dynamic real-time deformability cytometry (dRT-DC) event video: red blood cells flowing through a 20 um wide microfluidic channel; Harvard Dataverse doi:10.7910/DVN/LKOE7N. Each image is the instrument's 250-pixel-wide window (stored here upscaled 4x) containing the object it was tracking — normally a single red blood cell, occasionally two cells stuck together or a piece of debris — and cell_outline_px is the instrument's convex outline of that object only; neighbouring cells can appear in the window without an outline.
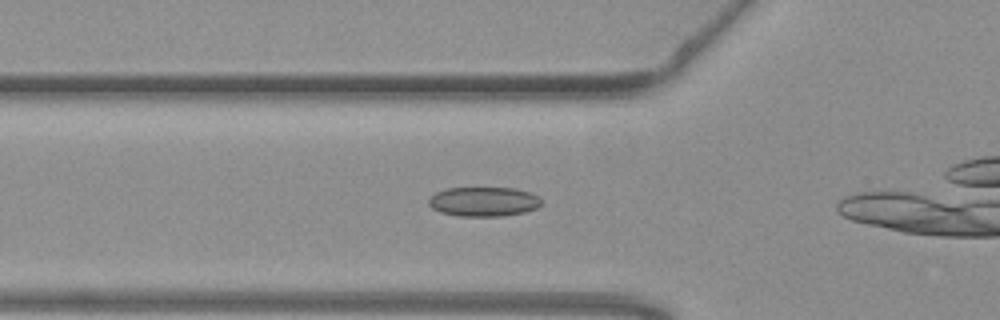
{"species": "common noctule bat (a hibernating species)", "species_latin": "Nyctalus noctula", "temperature_condition": "warm", "stored_images_in_passage": 10, "camera_frame_rate_fps": 3000, "um_per_image_px": 0.085, "animal": {"sex": "female", "body_mass_g": 19.3, "forearm_length_mm": 54.1}, "frame": {"image": 1, "passage_image": 6, "time_ms": 1.667, "image_size_px": [1000, 320], "cell_outline_px": [[540, 204], [536, 208], [524, 212], [504, 216], [460, 216], [440, 212], [432, 208], [428, 204], [428, 200], [436, 192], [448, 188], [516, 188], [528, 192], [536, 196], [540, 200]], "centroid_in_image_um": [41.08, 17.14], "position_along_channel_um": 84.7, "area_um2": 19.19}}
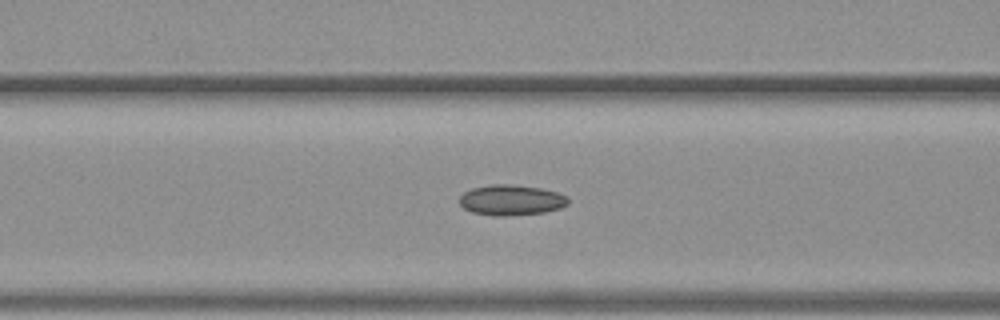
{"frame": {"image": 2, "passage_image": 9, "time_ms": 2.667, "image_size_px": [1000, 320], "cell_outline_px": [[568, 204], [560, 208], [544, 212], [504, 216], [492, 216], [472, 212], [464, 208], [460, 204], [460, 196], [464, 192], [472, 188], [492, 184], [508, 184], [540, 188], [556, 192], [568, 196]], "centroid_in_image_um": [43.44, 17.01], "position_along_channel_um": 123.2, "area_um2": 19.25}}